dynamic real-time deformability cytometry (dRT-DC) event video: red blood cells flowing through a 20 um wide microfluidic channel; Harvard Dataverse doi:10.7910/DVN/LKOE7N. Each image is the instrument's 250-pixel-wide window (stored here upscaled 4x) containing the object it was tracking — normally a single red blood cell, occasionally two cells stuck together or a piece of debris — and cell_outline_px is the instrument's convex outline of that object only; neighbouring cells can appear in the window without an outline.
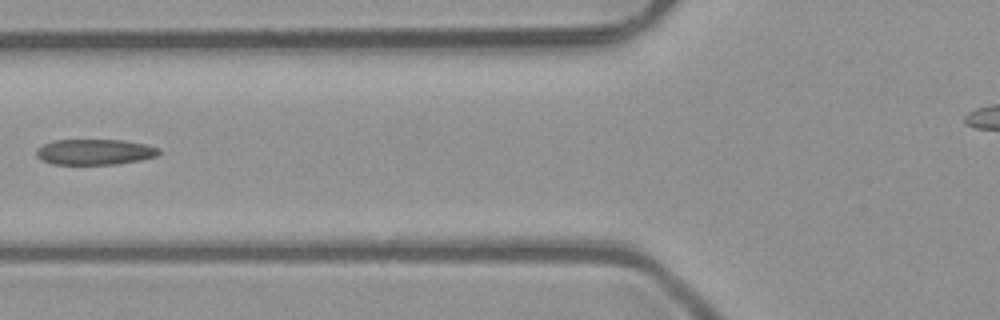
{"species": "common noctule bat (a hibernating species)", "species_latin": "Nyctalus noctula", "temperature_condition": "room temperature", "stored_images_in_passage": 4, "camera_frame_rate_fps": 3000, "um_per_image_px": 0.085, "animal": {"sex": "male", "body_mass_g": 23.1, "forearm_length_mm": 52.7}, "frame": {"image": 1, "passage_image": 4, "time_ms": 1.0, "image_size_px": [1000, 320], "cell_outline_px": [[160, 152], [156, 156], [140, 160], [116, 164], [52, 164], [36, 156], [36, 148], [52, 140], [124, 140], [144, 144], [160, 148]], "centroid_in_image_um": [8.04, 12.91], "position_along_channel_um": 117.8, "area_um2": 18.26}}